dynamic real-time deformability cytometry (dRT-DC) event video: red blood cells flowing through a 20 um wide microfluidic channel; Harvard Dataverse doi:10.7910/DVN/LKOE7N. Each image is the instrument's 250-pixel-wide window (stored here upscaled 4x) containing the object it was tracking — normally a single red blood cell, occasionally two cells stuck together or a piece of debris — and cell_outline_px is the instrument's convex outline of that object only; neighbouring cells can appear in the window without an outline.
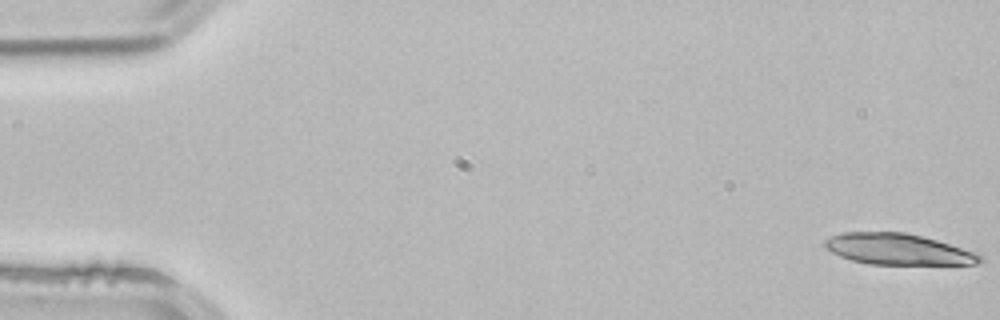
{"species": "common noctule bat (a hibernating species)", "species_latin": "Nyctalus noctula", "temperature_condition": "room temperature", "stored_images_in_passage": 5, "camera_frame_rate_fps": 3000, "um_per_image_px": 0.085, "animal": {"sex": "male", "body_mass_g": 21.5, "forearm_length_mm": 52.0}, "frame": {"image": 1, "passage_image": 1, "time_ms": 0.0, "image_size_px": [1000, 320], "cell_outline_px": [[984, 260], [976, 264], [868, 264], [852, 260], [840, 256], [824, 248], [824, 240], [840, 232], [904, 232], [936, 240], [976, 252], [984, 256]], "centroid_in_image_um": [76.32, 21.18], "position_along_channel_um": 8.7, "area_um2": 28.03}}